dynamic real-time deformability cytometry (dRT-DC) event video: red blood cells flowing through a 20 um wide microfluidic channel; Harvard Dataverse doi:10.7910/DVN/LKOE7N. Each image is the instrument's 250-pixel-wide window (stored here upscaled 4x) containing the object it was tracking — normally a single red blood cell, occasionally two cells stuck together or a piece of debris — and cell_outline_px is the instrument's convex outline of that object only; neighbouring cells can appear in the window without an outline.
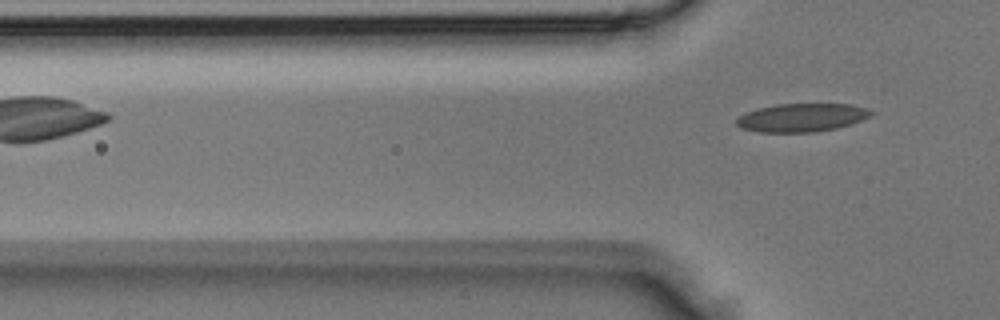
{"species": "Egyptian fruit bat (a non-hibernating species)", "species_latin": "Rousettus aegyptiacus", "temperature_condition": "room temperature", "stored_images_in_passage": 3, "camera_frame_rate_fps": 3000, "um_per_image_px": 0.085, "animal": {"sex": "male"}, "frame": {"image": 1, "passage_image": 3, "time_ms": 0.667, "image_size_px": [1000, 320], "cell_outline_px": [[876, 112], [860, 120], [836, 128], [812, 132], [760, 132], [740, 128], [736, 124], [736, 120], [744, 112], [776, 104], [852, 104]], "centroid_in_image_um": [68.1, 9.99], "position_along_channel_um": 57.7, "area_um2": 21.96}}